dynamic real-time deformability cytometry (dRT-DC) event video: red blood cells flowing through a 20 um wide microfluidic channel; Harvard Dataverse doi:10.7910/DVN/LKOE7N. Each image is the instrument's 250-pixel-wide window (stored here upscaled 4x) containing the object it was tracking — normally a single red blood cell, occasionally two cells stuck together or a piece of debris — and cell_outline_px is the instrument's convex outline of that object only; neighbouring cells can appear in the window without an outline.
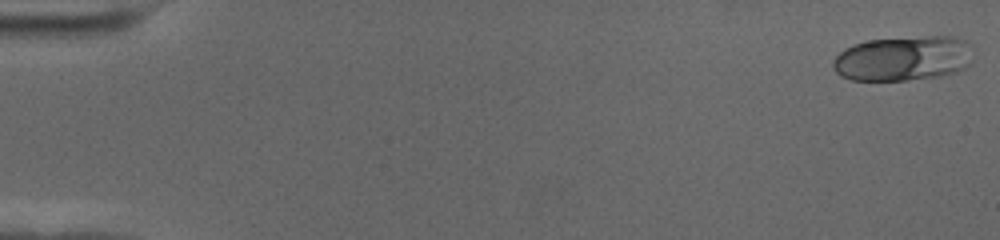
{"species": "human", "species_latin": "Homo sapiens", "temperature_condition": "cold", "stored_images_in_passage": 57, "camera_frame_rate_fps": 3000, "um_per_image_px": 0.085, "donor": {"sex": "female"}, "frame": {"image": 1, "passage_image": 1, "time_ms": 0.0, "image_size_px": [1000, 240], "cell_outline_px": [[968, 64], [964, 68], [940, 76], [904, 80], [852, 80], [840, 76], [832, 68], [832, 60], [844, 48], [852, 44], [868, 40], [928, 36], [952, 36], [964, 40], [968, 44]], "centroid_in_image_um": [76.66, 4.96], "position_along_channel_um": 8.3, "area_um2": 36.24}}
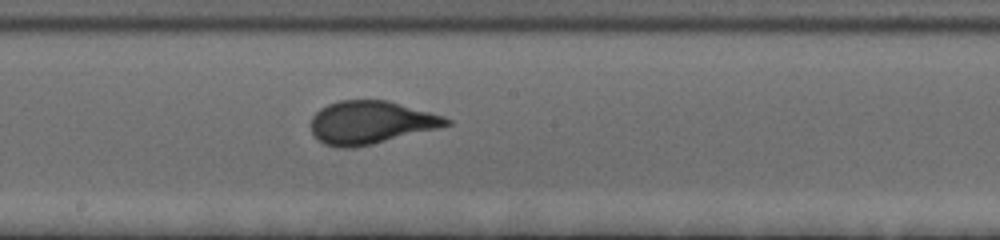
{"frame": {"image": 2, "passage_image": 32, "time_ms": 10.333, "image_size_px": [1000, 240], "cell_outline_px": [[452, 124], [440, 128], [356, 148], [336, 148], [324, 144], [312, 132], [312, 116], [320, 108], [328, 104], [340, 100], [388, 100], [444, 116], [452, 120]], "centroid_in_image_um": [31.54, 10.41], "position_along_channel_um": 216.7, "area_um2": 34.04}}
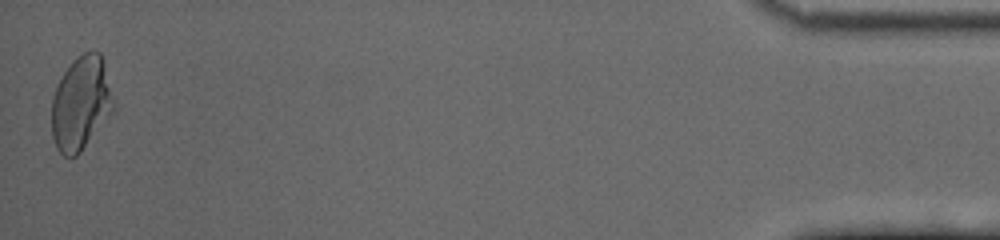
{"frame": {"image": 3, "passage_image": 57, "time_ms": 18.667, "image_size_px": [1000, 240], "cell_outline_px": [[116, 108], [80, 152], [76, 156], [64, 156], [56, 148], [52, 136], [52, 96], [64, 72], [76, 56], [84, 52], [100, 52], [104, 60], [116, 104]], "centroid_in_image_um": [6.91, 8.77], "position_along_channel_um": 428.3, "area_um2": 33.99}, "authors_computed_cell_mechanics": {"area_um2": 33.524, "velocity_mm_per_s": 3.5435, "shape_relaxation_time_tau1_ms": 4.2779, "shape_relaxation_time_tau2_ms": null, "deformation_change_tau1": 0.1669, "deformation_change_tau2": null}}